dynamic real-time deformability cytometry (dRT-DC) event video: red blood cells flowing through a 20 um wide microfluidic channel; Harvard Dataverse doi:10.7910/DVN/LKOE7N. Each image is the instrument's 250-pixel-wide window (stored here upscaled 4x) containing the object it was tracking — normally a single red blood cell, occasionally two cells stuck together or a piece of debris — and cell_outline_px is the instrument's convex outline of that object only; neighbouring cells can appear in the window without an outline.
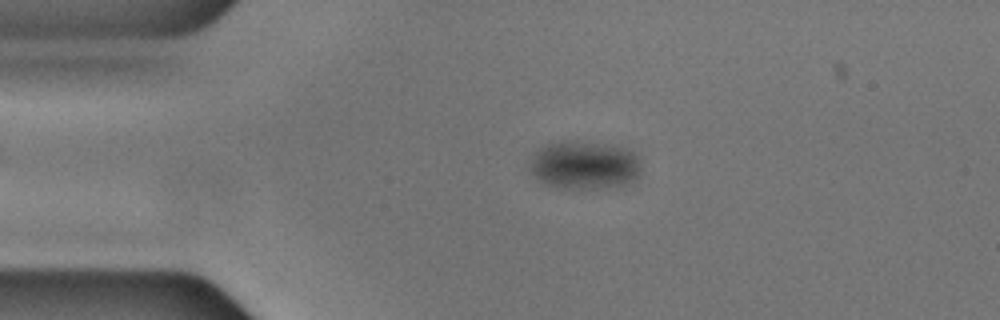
{"species": "common noctule bat (a hibernating species)", "species_latin": "Nyctalus noctula", "temperature_condition": "cold", "stored_images_in_passage": 55, "camera_frame_rate_fps": 3000, "um_per_image_px": 0.085, "animal": {"sex": "male", "body_mass_g": 17.9, "forearm_length_mm": 54.2}, "frame": {"image": 1, "passage_image": 11, "time_ms": 3.333, "image_size_px": [1000, 320], "cell_outline_px": [[640, 172], [632, 180], [624, 184], [592, 188], [564, 188], [544, 184], [528, 168], [528, 160], [544, 144], [560, 140], [576, 140], [604, 144], [628, 148], [636, 152], [640, 156]], "centroid_in_image_um": [49.64, 13.99], "position_along_channel_um": 35.4, "area_um2": 31.62}}
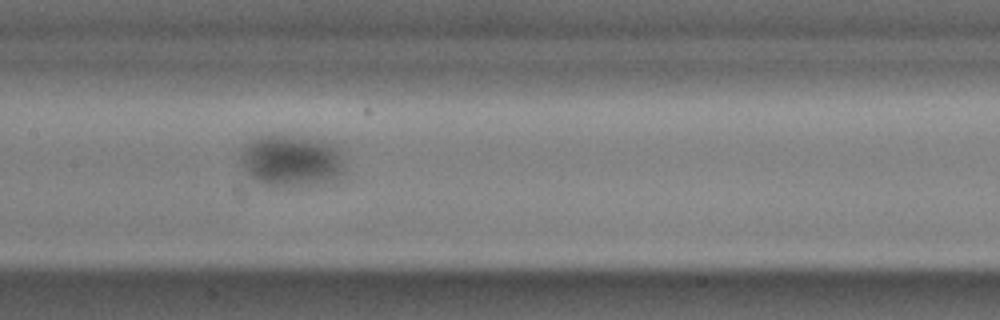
{"frame": {"image": 2, "passage_image": 26, "time_ms": 8.333, "image_size_px": [1000, 320], "cell_outline_px": [[344, 180], [336, 184], [300, 188], [276, 188], [264, 184], [240, 172], [236, 164], [244, 144], [260, 136], [276, 132], [320, 140], [336, 148], [344, 164]], "centroid_in_image_um": [24.73, 13.74], "position_along_channel_um": 182.7, "area_um2": 33.87}}
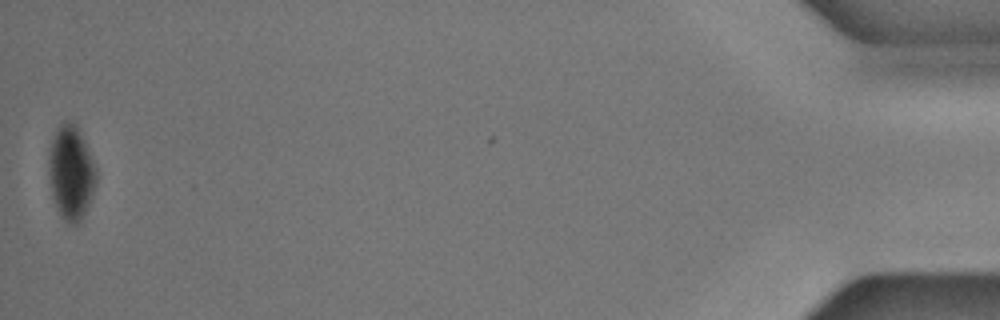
{"frame": {"image": 3, "passage_image": 55, "time_ms": 18.0, "image_size_px": [1000, 320], "cell_outline_px": [[96, 184], [92, 196], [80, 224], [72, 224], [64, 220], [60, 216], [52, 196], [48, 172], [48, 156], [52, 140], [60, 124], [64, 120], [72, 124], [76, 128], [84, 140], [96, 168]], "centroid_in_image_um": [6.03, 14.74], "position_along_channel_um": 429.2, "area_um2": 25.78}}